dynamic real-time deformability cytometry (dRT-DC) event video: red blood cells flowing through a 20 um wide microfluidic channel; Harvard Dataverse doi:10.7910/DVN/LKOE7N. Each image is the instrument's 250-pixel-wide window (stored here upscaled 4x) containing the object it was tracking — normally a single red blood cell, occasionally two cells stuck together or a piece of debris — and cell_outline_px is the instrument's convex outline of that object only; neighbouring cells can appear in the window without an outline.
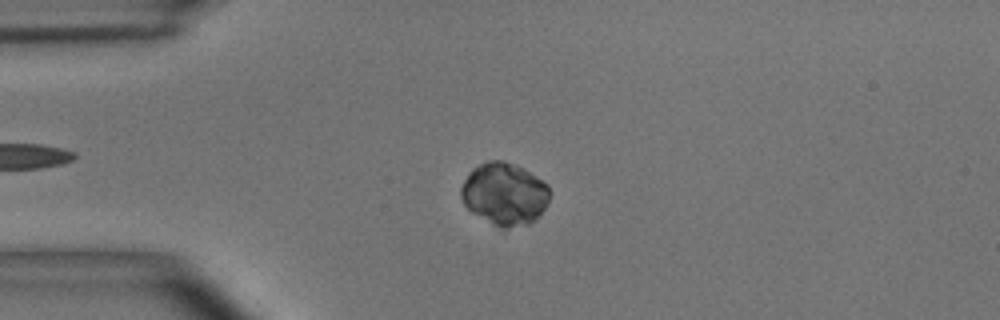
{"species": "common noctule bat (a hibernating species)", "species_latin": "Nyctalus noctula", "temperature_condition": "room temperature", "stored_images_in_passage": 56, "camera_frame_rate_fps": 3000, "um_per_image_px": 0.085, "animal": {"sex": "male", "body_mass_g": 15.6}, "frame": {"image": 1, "passage_image": 14, "time_ms": 4.333, "image_size_px": [1000, 320], "cell_outline_px": [[548, 200], [544, 208], [528, 224], [508, 228], [500, 228], [492, 224], [472, 212], [464, 204], [460, 196], [460, 188], [468, 172], [472, 168], [488, 160], [504, 160], [524, 168], [548, 184]], "centroid_in_image_um": [42.83, 16.46], "position_along_channel_um": 42.2, "area_um2": 32.08}}
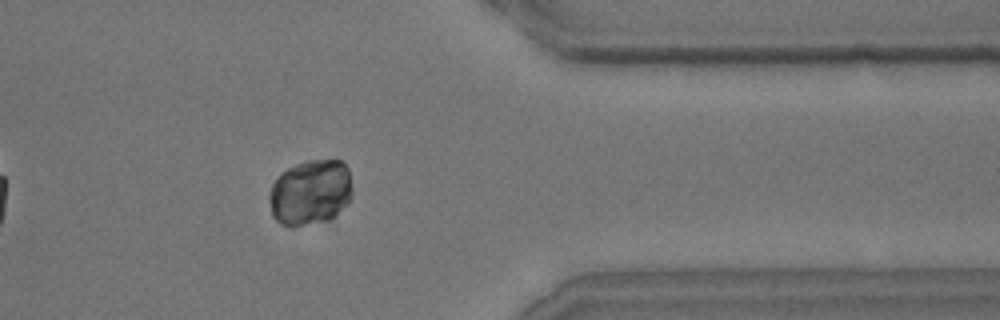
{"frame": {"image": 2, "passage_image": 46, "time_ms": 15.0, "image_size_px": [1000, 320], "cell_outline_px": [[352, 192], [348, 204], [332, 220], [300, 224], [284, 224], [276, 220], [272, 216], [268, 200], [268, 196], [272, 184], [288, 168], [296, 164], [308, 160], [340, 160], [348, 168], [352, 188]], "centroid_in_image_um": [26.41, 16.34], "position_along_channel_um": 385.0, "area_um2": 31.5}}
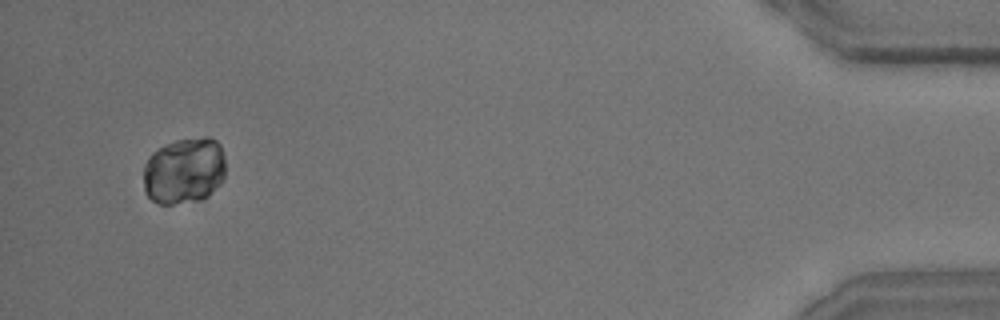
{"frame": {"image": 3, "passage_image": 54, "time_ms": 17.667, "image_size_px": [1000, 320], "cell_outline_px": [[224, 176], [220, 184], [208, 196], [200, 200], [172, 204], [160, 204], [152, 200], [144, 192], [144, 164], [160, 148], [176, 140], [204, 136], [208, 136], [216, 140], [220, 144], [224, 156]], "centroid_in_image_um": [15.68, 14.52], "position_along_channel_um": 419.5, "area_um2": 31.73}}